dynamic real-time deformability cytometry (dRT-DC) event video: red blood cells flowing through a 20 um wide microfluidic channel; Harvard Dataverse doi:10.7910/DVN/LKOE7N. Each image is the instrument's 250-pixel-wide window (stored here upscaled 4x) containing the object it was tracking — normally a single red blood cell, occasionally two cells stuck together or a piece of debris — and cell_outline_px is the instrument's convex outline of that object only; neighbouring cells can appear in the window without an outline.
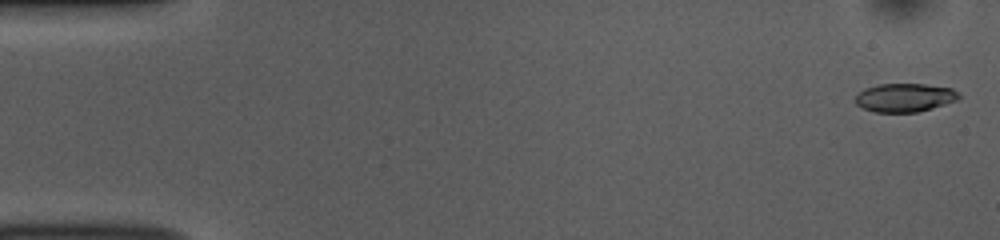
{"species": "common noctule bat (a hibernating species)", "species_latin": "Nyctalus noctula", "temperature_condition": "room temperature", "stored_images_in_passage": 53, "camera_frame_rate_fps": 3000, "um_per_image_px": 0.085, "animal": {"sex": "female", "body_mass_g": 10.0, "forearm_length_mm": 53.1}, "frame": {"image": 1, "passage_image": 2, "time_ms": 0.333, "image_size_px": [1000, 240], "cell_outline_px": [[960, 96], [956, 100], [932, 108], [916, 112], [872, 112], [856, 104], [856, 96], [864, 88], [880, 84], [924, 84], [952, 88], [960, 92]], "centroid_in_image_um": [76.91, 8.29], "position_along_channel_um": 8.1, "area_um2": 17.11}}
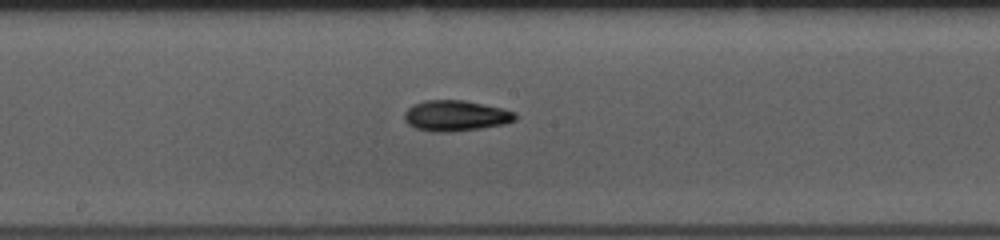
{"frame": {"image": 2, "passage_image": 28, "time_ms": 9.0, "image_size_px": [1000, 240], "cell_outline_px": [[516, 120], [504, 124], [480, 128], [452, 132], [432, 132], [416, 128], [408, 124], [404, 120], [404, 112], [412, 104], [424, 100], [464, 100], [504, 108], [516, 112]], "centroid_in_image_um": [38.73, 9.83], "position_along_channel_um": 209.5, "area_um2": 20.06}}
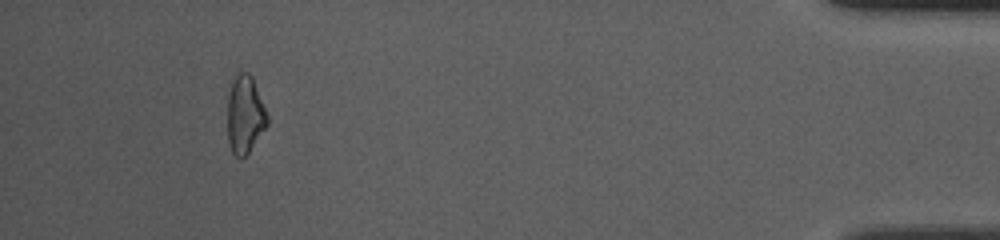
{"frame": {"image": 3, "passage_image": 49, "time_ms": 16.0, "image_size_px": [1000, 240], "cell_outline_px": [[268, 124], [248, 152], [240, 160], [232, 152], [228, 140], [228, 96], [232, 80], [240, 72], [248, 72], [252, 76], [268, 116]], "centroid_in_image_um": [20.82, 9.74], "position_along_channel_um": 414.4, "area_um2": 17.86}, "authors_computed_cell_mechanics": {"area_um2": 18.3226, "velocity_mm_per_s": 3.8447, "shape_relaxation_time_tau1_ms": 5.0482, "shape_relaxation_time_tau2_ms": 4.0813, "deformation_change_tau1": 0.1354, "deformation_change_tau2": 0.1023}}